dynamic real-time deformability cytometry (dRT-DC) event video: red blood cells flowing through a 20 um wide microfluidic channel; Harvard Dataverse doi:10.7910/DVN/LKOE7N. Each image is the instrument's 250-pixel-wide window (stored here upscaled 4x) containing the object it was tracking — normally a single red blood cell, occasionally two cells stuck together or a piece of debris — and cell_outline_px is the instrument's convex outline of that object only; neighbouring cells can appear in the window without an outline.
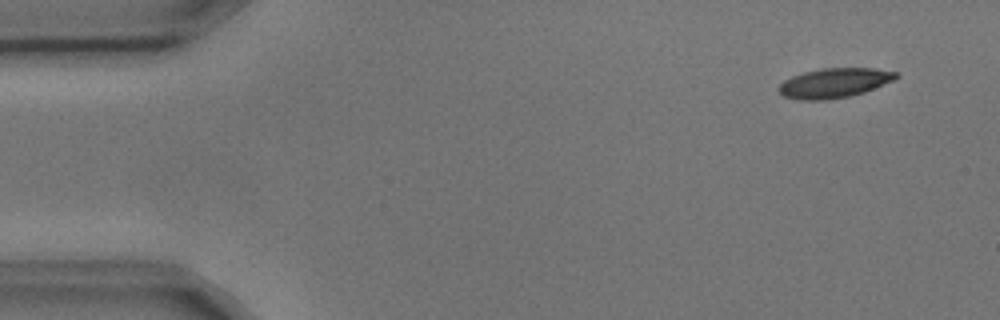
{"species": "common noctule bat (a hibernating species)", "species_latin": "Nyctalus noctula", "temperature_condition": "cold", "stored_images_in_passage": 4, "camera_frame_rate_fps": 3000, "um_per_image_px": 0.085, "animal": {"sex": "male", "body_mass_g": 17.9, "forearm_length_mm": 54.2}, "frame": {"image": 1, "passage_image": 1, "time_ms": 0.0, "image_size_px": [1000, 320], "cell_outline_px": [[900, 76], [892, 80], [864, 92], [848, 96], [824, 100], [800, 100], [784, 96], [780, 92], [780, 84], [784, 80], [792, 76], [804, 72], [820, 68], [872, 68], [896, 72]], "centroid_in_image_um": [70.9, 7.04], "position_along_channel_um": 14.1, "area_um2": 19.94}}
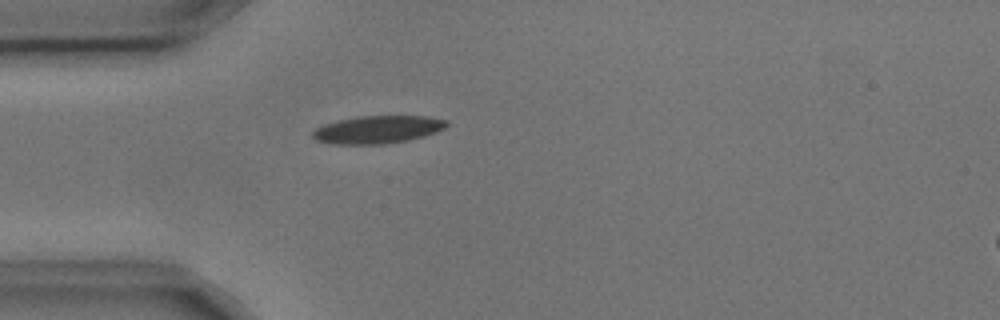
{"frame": {"image": 2, "passage_image": 4, "time_ms": 1.0, "image_size_px": [1000, 320], "cell_outline_px": [[448, 124], [444, 128], [436, 132], [424, 136], [408, 140], [384, 144], [336, 144], [316, 140], [312, 136], [312, 132], [316, 128], [324, 124], [356, 116], [424, 116], [448, 120]], "centroid_in_image_um": [32.11, 11.01], "position_along_channel_um": 52.9, "area_um2": 21.56}}